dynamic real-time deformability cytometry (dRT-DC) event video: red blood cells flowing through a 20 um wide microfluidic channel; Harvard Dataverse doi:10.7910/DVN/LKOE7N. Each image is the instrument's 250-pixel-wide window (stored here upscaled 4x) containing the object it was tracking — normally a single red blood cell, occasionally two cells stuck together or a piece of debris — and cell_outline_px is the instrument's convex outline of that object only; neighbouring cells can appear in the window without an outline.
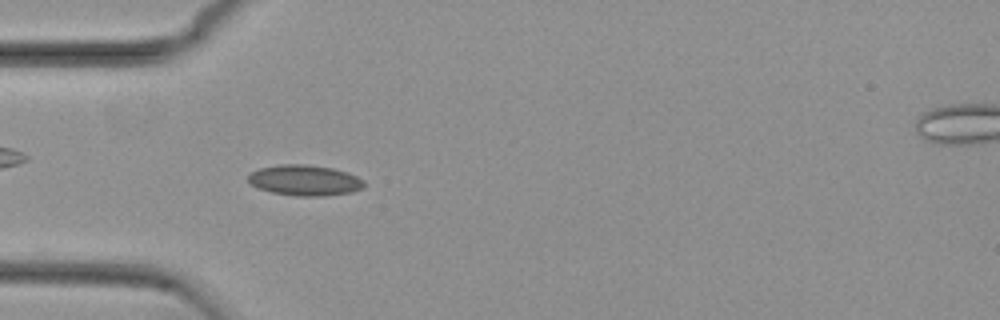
{"species": "common noctule bat (a hibernating species)", "species_latin": "Nyctalus noctula", "temperature_condition": "cold", "stored_images_in_passage": 55, "camera_frame_rate_fps": 3000, "um_per_image_px": 0.085, "animal": {"sex": "female", "body_mass_g": 29.2, "forearm_length_mm": 56.3}, "frame": {"image": 1, "passage_image": 16, "time_ms": 5.0, "image_size_px": [1000, 320], "cell_outline_px": [[364, 188], [352, 192], [324, 196], [296, 196], [272, 192], [260, 188], [252, 184], [248, 180], [248, 176], [252, 172], [260, 168], [280, 164], [308, 164], [332, 168], [348, 172], [364, 180]], "centroid_in_image_um": [25.94, 15.32], "position_along_channel_um": 59.1, "area_um2": 20.69}}
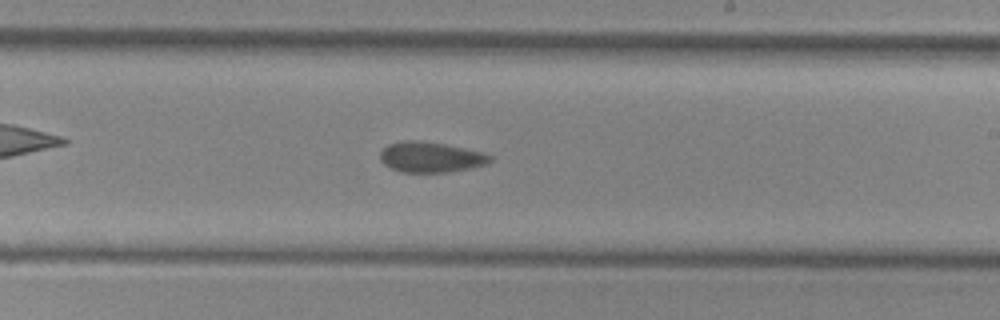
{"frame": {"image": 2, "passage_image": 32, "time_ms": 10.333, "image_size_px": [1000, 320], "cell_outline_px": [[492, 160], [488, 164], [472, 168], [448, 172], [400, 172], [384, 164], [380, 160], [380, 152], [388, 144], [400, 140], [420, 140], [444, 144], [484, 152], [492, 156]], "centroid_in_image_um": [36.62, 13.35], "position_along_channel_um": 252.4, "area_um2": 19.71}}
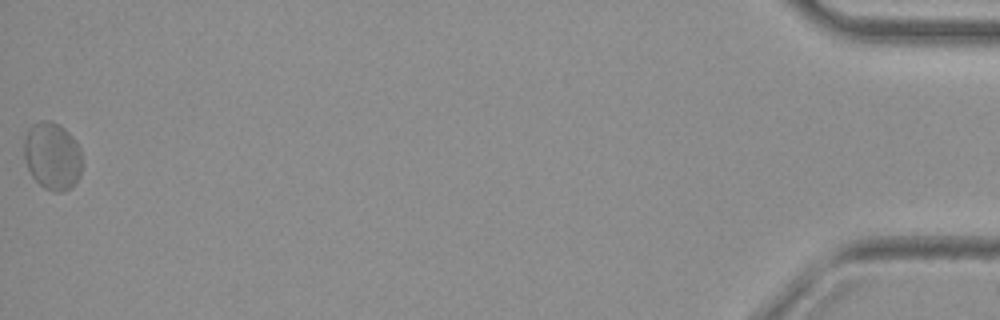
{"frame": {"image": 3, "passage_image": 55, "time_ms": 18.0, "image_size_px": [1000, 320], "cell_outline_px": [[80, 176], [72, 188], [64, 192], [52, 192], [44, 188], [32, 176], [24, 160], [24, 140], [28, 128], [32, 124], [40, 120], [48, 120], [60, 124], [76, 140], [80, 148]], "centroid_in_image_um": [4.44, 13.26], "position_along_channel_um": 430.8, "area_um2": 23.12}, "authors_computed_cell_mechanics": {"area_um2": 20.3456, "velocity_mm_per_s": 3.6928, "shape_relaxation_time_tau1_ms": null, "shape_relaxation_time_tau2_ms": 2.1501, "deformation_change_tau1": null, "deformation_change_tau2": 0.0482}}